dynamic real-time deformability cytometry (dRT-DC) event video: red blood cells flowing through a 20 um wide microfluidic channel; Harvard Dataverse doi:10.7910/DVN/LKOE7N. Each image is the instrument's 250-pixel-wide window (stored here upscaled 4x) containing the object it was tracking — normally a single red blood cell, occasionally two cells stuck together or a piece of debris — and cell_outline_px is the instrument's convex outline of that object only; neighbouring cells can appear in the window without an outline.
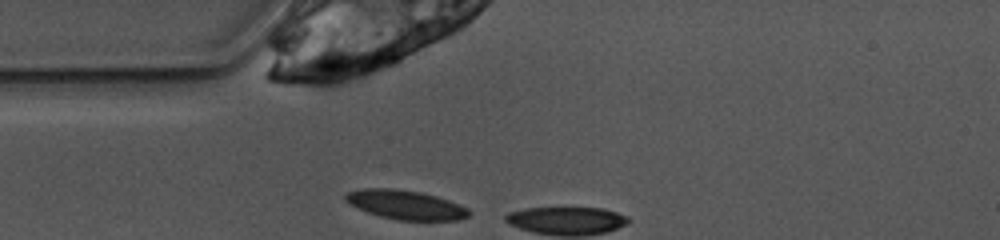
{"species": "common noctule bat (a hibernating species)", "species_latin": "Nyctalus noctula", "temperature_condition": "warm", "stored_images_in_passage": 3, "camera_frame_rate_fps": 3000, "um_per_image_px": 0.085, "animal": {"sex": "female", "body_mass_g": 10.0, "forearm_length_mm": 53.1}, "frame": {"image": 1, "passage_image": 1, "time_ms": 0.0, "image_size_px": [1000, 240], "cell_outline_px": [[468, 216], [456, 220], [396, 220], [380, 216], [368, 212], [344, 200], [344, 192], [364, 188], [392, 188], [420, 192], [436, 196], [448, 200], [468, 208]], "centroid_in_image_um": [34.44, 17.39], "position_along_channel_um": 50.6, "area_um2": 20.75}}